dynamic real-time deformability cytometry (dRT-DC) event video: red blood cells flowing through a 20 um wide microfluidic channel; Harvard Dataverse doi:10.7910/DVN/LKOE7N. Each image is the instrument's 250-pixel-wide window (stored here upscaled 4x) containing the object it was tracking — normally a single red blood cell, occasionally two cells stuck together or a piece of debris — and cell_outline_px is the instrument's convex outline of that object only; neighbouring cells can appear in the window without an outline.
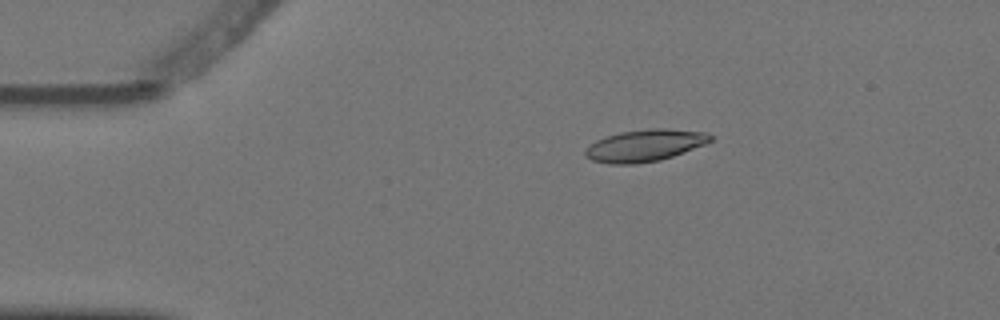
{"species": "Egyptian fruit bat (a non-hibernating species)", "species_latin": "Rousettus aegyptiacus", "temperature_condition": "warm", "stored_images_in_passage": 5, "camera_frame_rate_fps": 3000, "um_per_image_px": 0.085, "animal": {"sex": "female"}, "frame": {"image": 1, "passage_image": 3, "time_ms": 0.667, "image_size_px": [1000, 320], "cell_outline_px": [[712, 140], [704, 144], [672, 156], [660, 160], [636, 164], [608, 164], [592, 160], [584, 156], [584, 152], [596, 140], [620, 132], [648, 128], [668, 128], [708, 132], [712, 136]], "centroid_in_image_um": [54.82, 12.36], "position_along_channel_um": 30.2, "area_um2": 23.24}}